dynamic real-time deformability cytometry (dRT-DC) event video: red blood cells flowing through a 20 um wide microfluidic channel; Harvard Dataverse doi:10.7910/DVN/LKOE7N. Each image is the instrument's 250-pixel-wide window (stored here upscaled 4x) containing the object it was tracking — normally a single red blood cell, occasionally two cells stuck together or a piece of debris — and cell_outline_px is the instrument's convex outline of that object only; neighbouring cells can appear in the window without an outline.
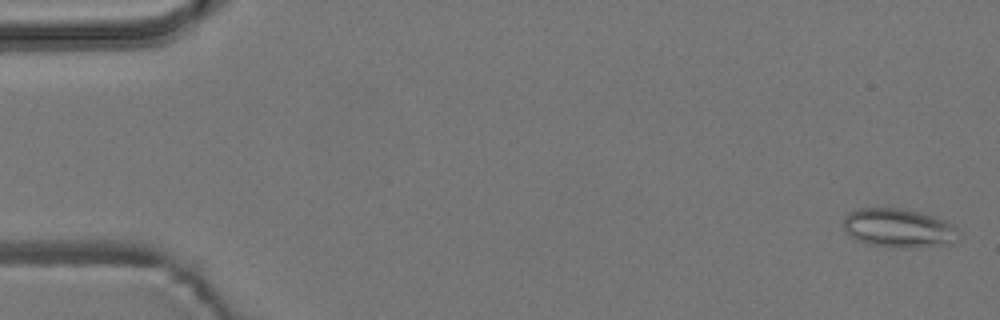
{"species": "common noctule bat (a hibernating species)", "species_latin": "Nyctalus noctula", "temperature_condition": "room temperature", "stored_images_in_passage": 5, "camera_frame_rate_fps": 3000, "um_per_image_px": 0.085, "animal": {"sex": "male", "body_mass_g": 19.2, "forearm_length_mm": 51.8}, "frame": {"image": 1, "passage_image": 1, "time_ms": 0.0, "image_size_px": [1000, 320], "cell_outline_px": [[960, 232], [956, 240], [948, 244], [908, 248], [892, 248], [868, 244], [856, 240], [844, 228], [844, 220], [848, 212], [860, 208], [900, 208], [920, 212], [956, 224]], "centroid_in_image_um": [76.42, 19.39], "position_along_channel_um": 8.6, "area_um2": 26.3}}